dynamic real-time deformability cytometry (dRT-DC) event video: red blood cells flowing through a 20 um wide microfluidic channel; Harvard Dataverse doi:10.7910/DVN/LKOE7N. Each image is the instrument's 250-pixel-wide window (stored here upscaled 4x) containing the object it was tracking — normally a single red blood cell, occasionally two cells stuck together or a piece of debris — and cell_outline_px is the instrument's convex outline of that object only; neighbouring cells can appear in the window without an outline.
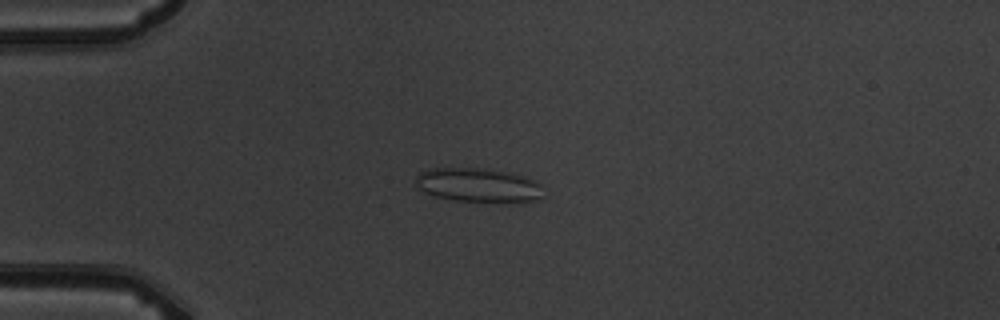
{"species": "common noctule bat (a hibernating species)", "species_latin": "Nyctalus noctula", "temperature_condition": "warm", "stored_images_in_passage": 4, "camera_frame_rate_fps": 3000, "um_per_image_px": 0.085, "animal": {"sex": "male", "body_mass_g": 19.5, "forearm_length_mm": 54.6}, "frame": {"image": 1, "passage_image": 4, "time_ms": 4.333, "image_size_px": [1000, 320], "cell_outline_px": [[544, 196], [536, 200], [524, 204], [452, 200], [436, 196], [424, 192], [416, 184], [416, 176], [420, 172], [428, 168], [488, 168], [508, 172], [524, 176], [540, 184]], "centroid_in_image_um": [40.71, 15.76], "position_along_channel_um": 44.3, "area_um2": 25.95}}